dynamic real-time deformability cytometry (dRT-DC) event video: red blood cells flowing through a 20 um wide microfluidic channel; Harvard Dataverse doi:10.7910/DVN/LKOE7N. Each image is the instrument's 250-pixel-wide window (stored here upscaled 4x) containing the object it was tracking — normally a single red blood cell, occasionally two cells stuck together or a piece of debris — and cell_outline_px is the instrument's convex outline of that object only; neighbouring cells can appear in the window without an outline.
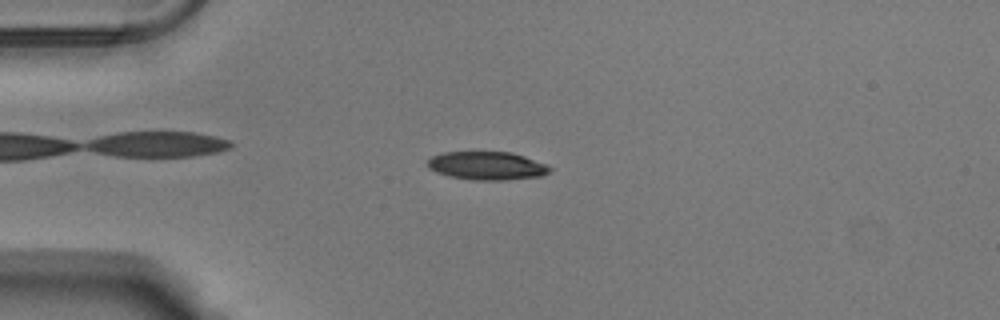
{"species": "Egyptian fruit bat (a non-hibernating species)", "species_latin": "Rousettus aegyptiacus", "temperature_condition": "warm", "stored_images_in_passage": 53, "camera_frame_rate_fps": 3000, "um_per_image_px": 0.085, "animal": {"sex": "male"}, "frame": {"image": 1, "passage_image": 13, "time_ms": 4.0, "image_size_px": [1000, 320], "cell_outline_px": [[552, 172], [540, 176], [508, 180], [476, 180], [452, 176], [440, 172], [432, 168], [428, 164], [428, 160], [432, 156], [444, 152], [512, 152], [548, 164], [552, 168]], "centroid_in_image_um": [41.5, 14.08], "position_along_channel_um": 43.5, "area_um2": 19.94}}
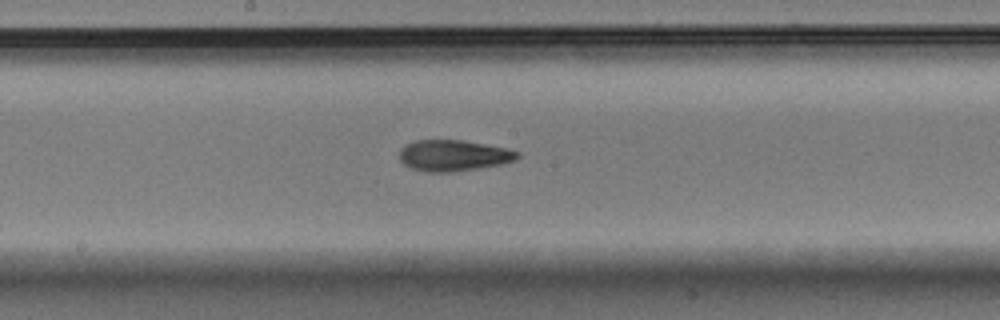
{"frame": {"image": 2, "passage_image": 28, "time_ms": 9.0, "image_size_px": [1000, 320], "cell_outline_px": [[520, 156], [516, 160], [504, 164], [452, 172], [424, 172], [412, 168], [404, 164], [400, 160], [400, 148], [416, 140], [464, 140], [504, 148], [520, 152]], "centroid_in_image_um": [38.56, 13.22], "position_along_channel_um": 209.6, "area_um2": 21.39}}
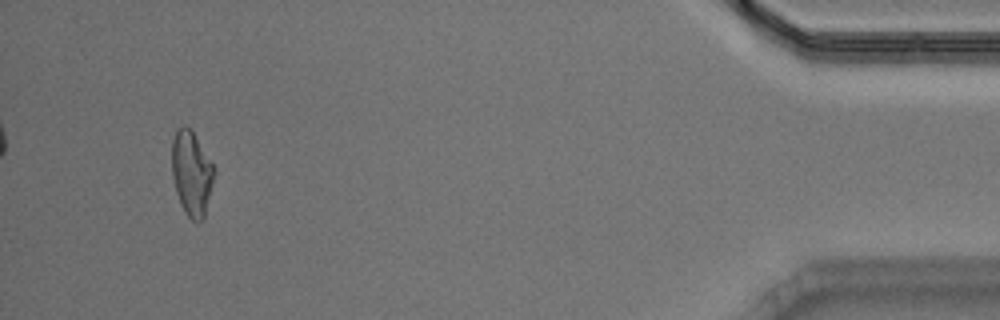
{"frame": {"image": 3, "passage_image": 50, "time_ms": 16.333, "image_size_px": [1000, 320], "cell_outline_px": [[216, 172], [204, 216], [200, 220], [192, 220], [184, 212], [180, 204], [176, 192], [172, 176], [172, 140], [176, 128], [184, 124], [192, 132], [216, 168]], "centroid_in_image_um": [16.28, 14.71], "position_along_channel_um": 418.9, "area_um2": 20.81}, "authors_computed_cell_mechanics": {"area_um2": 20.808, "velocity_mm_per_s": 3.7974, "shape_relaxation_time_tau1_ms": 8.1001, "shape_relaxation_time_tau2_ms": 3.2832, "deformation_change_tau1": 0.2078, "deformation_change_tau2": 0.1034}}